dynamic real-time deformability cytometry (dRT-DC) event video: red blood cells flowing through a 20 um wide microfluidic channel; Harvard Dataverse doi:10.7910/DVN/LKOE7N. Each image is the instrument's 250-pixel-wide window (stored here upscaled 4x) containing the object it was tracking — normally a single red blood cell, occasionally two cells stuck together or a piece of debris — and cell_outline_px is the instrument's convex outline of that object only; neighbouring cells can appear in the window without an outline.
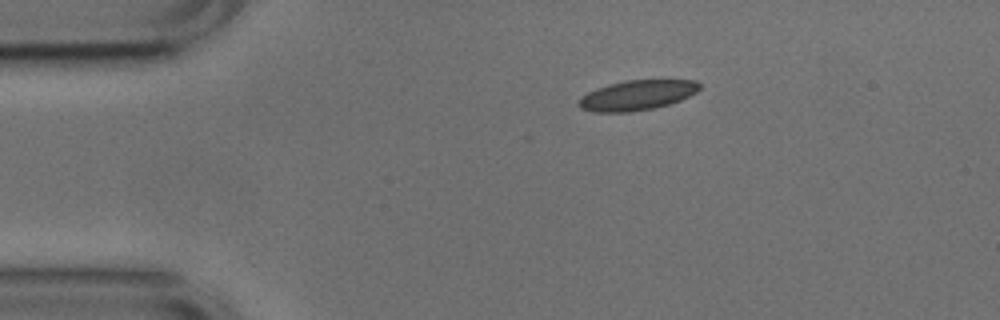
{"species": "common noctule bat (a hibernating species)", "species_latin": "Nyctalus noctula", "temperature_condition": "cold", "stored_images_in_passage": 36, "camera_frame_rate_fps": 3000, "um_per_image_px": 0.085, "animal": {"sex": "male", "body_mass_g": 17.9, "forearm_length_mm": 54.2}, "frame": {"image": 1, "passage_image": 1, "time_ms": 0.0, "image_size_px": [1000, 320], "cell_outline_px": [[700, 88], [696, 92], [680, 100], [668, 104], [652, 108], [628, 112], [592, 112], [580, 108], [576, 104], [588, 92], [596, 88], [608, 84], [624, 80], [696, 80], [700, 84]], "centroid_in_image_um": [54.13, 8.09], "position_along_channel_um": 30.9, "area_um2": 20.98}}
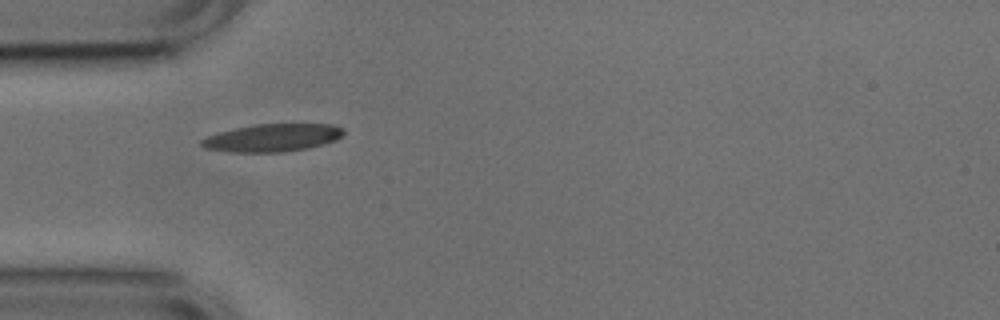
{"frame": {"image": 2, "passage_image": 7, "time_ms": 2.0, "image_size_px": [1000, 320], "cell_outline_px": [[344, 132], [336, 140], [324, 144], [308, 148], [284, 152], [228, 152], [204, 148], [200, 144], [200, 140], [208, 136], [220, 132], [236, 128], [256, 124], [336, 124], [344, 128]], "centroid_in_image_um": [23.18, 11.71], "position_along_channel_um": 61.8, "area_um2": 23.0}}
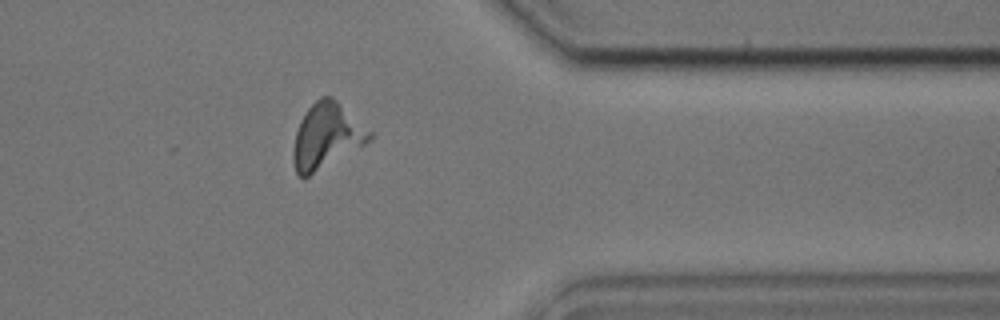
{"frame": {"image": 3, "passage_image": 34, "time_ms": 11.0, "image_size_px": [1000, 320], "cell_outline_px": [[372, 140], [304, 180], [296, 172], [292, 160], [292, 148], [296, 132], [300, 120], [308, 108], [320, 96], [332, 96], [372, 132]], "centroid_in_image_um": [27.73, 11.59], "position_along_channel_um": 383.7, "area_um2": 29.19}}